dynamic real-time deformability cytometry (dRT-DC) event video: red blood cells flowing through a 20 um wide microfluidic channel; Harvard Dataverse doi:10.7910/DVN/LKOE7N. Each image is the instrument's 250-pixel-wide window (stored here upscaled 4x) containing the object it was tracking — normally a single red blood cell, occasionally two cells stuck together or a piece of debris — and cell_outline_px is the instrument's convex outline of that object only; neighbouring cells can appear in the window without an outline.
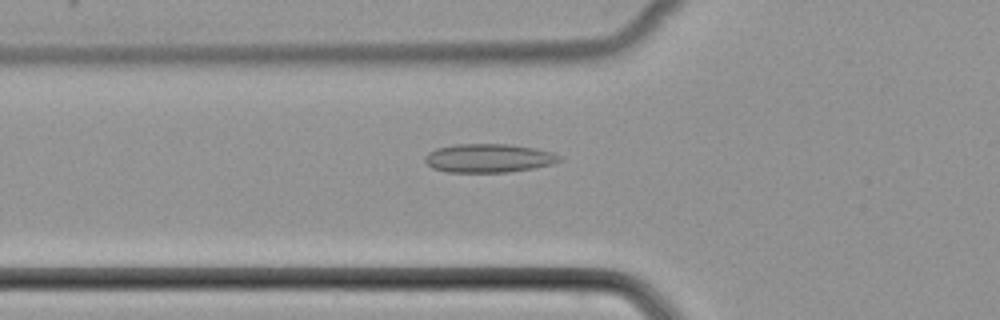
{"species": "common noctule bat (a hibernating species)", "species_latin": "Nyctalus noctula", "temperature_condition": "cold", "stored_images_in_passage": 46, "camera_frame_rate_fps": 3000, "um_per_image_px": 0.085, "animal": {"sex": "female", "body_mass_g": 22.7, "forearm_length_mm": 54.2}, "frame": {"image": 1, "passage_image": 18, "time_ms": 5.667, "image_size_px": [1000, 320], "cell_outline_px": [[564, 156], [560, 160], [552, 164], [536, 168], [508, 172], [448, 172], [432, 168], [424, 160], [424, 156], [428, 152], [436, 148], [456, 144], [508, 144], [532, 148], [552, 152]], "centroid_in_image_um": [41.53, 13.44], "position_along_channel_um": 84.3, "area_um2": 22.54}}
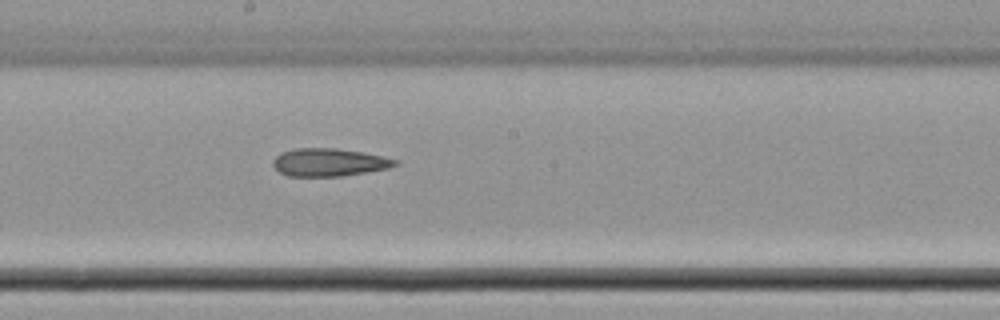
{"frame": {"image": 2, "passage_image": 28, "time_ms": 9.0, "image_size_px": [1000, 320], "cell_outline_px": [[400, 164], [388, 168], [340, 176], [288, 176], [280, 172], [272, 164], [272, 160], [280, 152], [292, 148], [336, 148], [364, 152], [384, 156], [400, 160]], "centroid_in_image_um": [27.98, 13.78], "position_along_channel_um": 220.2, "area_um2": 20.0}}
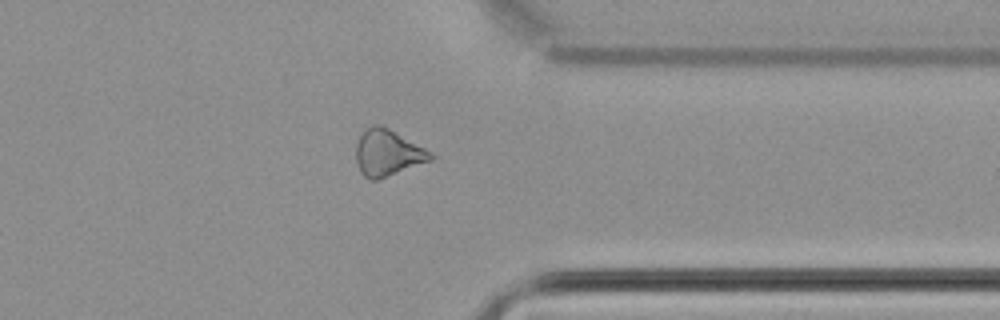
{"frame": {"image": 3, "passage_image": 40, "time_ms": 13.0, "image_size_px": [1000, 320], "cell_outline_px": [[436, 156], [432, 160], [376, 180], [368, 180], [360, 172], [356, 160], [356, 144], [364, 128], [372, 124], [380, 124], [388, 128], [432, 152]], "centroid_in_image_um": [32.93, 12.98], "position_along_channel_um": 378.5, "area_um2": 20.17}}